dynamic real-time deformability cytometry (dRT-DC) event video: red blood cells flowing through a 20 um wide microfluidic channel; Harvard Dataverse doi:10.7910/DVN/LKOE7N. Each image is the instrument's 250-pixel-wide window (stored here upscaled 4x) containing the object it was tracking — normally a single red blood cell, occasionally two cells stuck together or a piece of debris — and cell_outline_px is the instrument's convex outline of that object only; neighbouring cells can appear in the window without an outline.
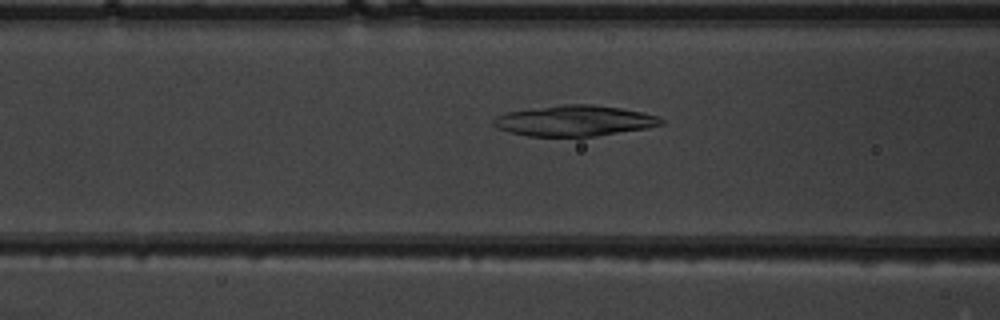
{"species": "common noctule bat (a hibernating species)", "species_latin": "Nyctalus noctula", "temperature_condition": "warm", "stored_images_in_passage": 17, "camera_frame_rate_fps": 3000, "um_per_image_px": 0.085, "animal": {"sex": "male", "body_mass_g": 19.5, "forearm_length_mm": 54.6}, "frame": {"image": 1, "passage_image": 15, "time_ms": 4.667, "image_size_px": [1000, 320], "cell_outline_px": [[664, 124], [648, 128], [596, 136], [528, 136], [512, 132], [500, 128], [492, 124], [492, 120], [496, 116], [508, 112], [564, 104], [592, 104], [620, 108], [640, 112], [656, 116], [664, 120]], "centroid_in_image_um": [48.86, 10.26], "position_along_channel_um": 117.7, "area_um2": 29.65}}